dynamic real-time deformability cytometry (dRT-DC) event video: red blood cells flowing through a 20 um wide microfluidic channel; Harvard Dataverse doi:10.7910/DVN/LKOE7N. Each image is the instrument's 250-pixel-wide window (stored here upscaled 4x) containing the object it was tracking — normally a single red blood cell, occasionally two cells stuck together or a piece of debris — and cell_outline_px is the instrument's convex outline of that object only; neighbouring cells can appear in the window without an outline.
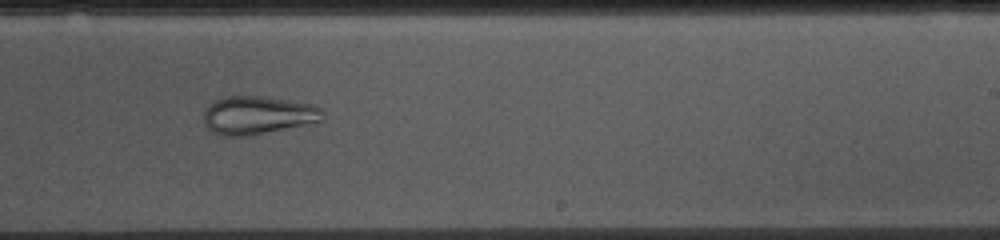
{"species": "common noctule bat (a hibernating species)", "species_latin": "Nyctalus noctula", "temperature_condition": "cold", "stored_images_in_passage": 53, "camera_frame_rate_fps": 3000, "um_per_image_px": 0.085, "animal": {"sex": "female", "body_mass_g": 10.0, "forearm_length_mm": 53.1}, "frame": {"image": 1, "passage_image": 31, "time_ms": 10.0, "image_size_px": [1000, 240], "cell_outline_px": [[324, 120], [244, 136], [220, 136], [212, 132], [204, 124], [204, 112], [216, 100], [224, 96], [260, 96], [288, 100], [312, 104], [320, 108], [324, 112]], "centroid_in_image_um": [21.89, 9.78], "position_along_channel_um": 267.1, "area_um2": 26.07}}